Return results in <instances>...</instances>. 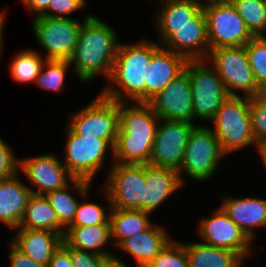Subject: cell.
Here are the masks:
<instances>
[{"label":"cell","mask_w":266,"mask_h":267,"mask_svg":"<svg viewBox=\"0 0 266 267\" xmlns=\"http://www.w3.org/2000/svg\"><path fill=\"white\" fill-rule=\"evenodd\" d=\"M117 32L97 16L88 14L78 33L74 52L69 59L79 81L90 82L99 75L110 78L117 54Z\"/></svg>","instance_id":"6da1fadb"},{"label":"cell","mask_w":266,"mask_h":267,"mask_svg":"<svg viewBox=\"0 0 266 267\" xmlns=\"http://www.w3.org/2000/svg\"><path fill=\"white\" fill-rule=\"evenodd\" d=\"M119 103V128L113 149L114 163L146 165L150 162L160 120L148 103Z\"/></svg>","instance_id":"7a4b0ae2"},{"label":"cell","mask_w":266,"mask_h":267,"mask_svg":"<svg viewBox=\"0 0 266 267\" xmlns=\"http://www.w3.org/2000/svg\"><path fill=\"white\" fill-rule=\"evenodd\" d=\"M161 47L146 39L136 44L119 43L109 85L100 93L119 103L126 100L145 102L146 71L152 56Z\"/></svg>","instance_id":"3957f363"},{"label":"cell","mask_w":266,"mask_h":267,"mask_svg":"<svg viewBox=\"0 0 266 267\" xmlns=\"http://www.w3.org/2000/svg\"><path fill=\"white\" fill-rule=\"evenodd\" d=\"M249 106V97L229 96L210 120L214 124L212 130L225 154L246 148L253 143L256 147Z\"/></svg>","instance_id":"277c9868"},{"label":"cell","mask_w":266,"mask_h":267,"mask_svg":"<svg viewBox=\"0 0 266 267\" xmlns=\"http://www.w3.org/2000/svg\"><path fill=\"white\" fill-rule=\"evenodd\" d=\"M206 1V2H205ZM203 11L207 21L210 50L244 46L254 36L229 0H205Z\"/></svg>","instance_id":"5b68a950"},{"label":"cell","mask_w":266,"mask_h":267,"mask_svg":"<svg viewBox=\"0 0 266 267\" xmlns=\"http://www.w3.org/2000/svg\"><path fill=\"white\" fill-rule=\"evenodd\" d=\"M225 155L213 130L196 125L187 141L184 158L177 171L182 184V173H187V176L198 182L210 179Z\"/></svg>","instance_id":"8992f818"},{"label":"cell","mask_w":266,"mask_h":267,"mask_svg":"<svg viewBox=\"0 0 266 267\" xmlns=\"http://www.w3.org/2000/svg\"><path fill=\"white\" fill-rule=\"evenodd\" d=\"M207 64L206 60H188L184 70L191 84L193 119L210 121L230 95L216 70Z\"/></svg>","instance_id":"52a82bcc"},{"label":"cell","mask_w":266,"mask_h":267,"mask_svg":"<svg viewBox=\"0 0 266 267\" xmlns=\"http://www.w3.org/2000/svg\"><path fill=\"white\" fill-rule=\"evenodd\" d=\"M206 62L212 63L230 96H238L235 90L244 92V97L259 95L260 89L254 78L245 45L210 50Z\"/></svg>","instance_id":"ba28073f"},{"label":"cell","mask_w":266,"mask_h":267,"mask_svg":"<svg viewBox=\"0 0 266 267\" xmlns=\"http://www.w3.org/2000/svg\"><path fill=\"white\" fill-rule=\"evenodd\" d=\"M68 128L78 136H96L106 140L113 148L119 128V102L101 93L85 108L68 119Z\"/></svg>","instance_id":"9c48e42d"},{"label":"cell","mask_w":266,"mask_h":267,"mask_svg":"<svg viewBox=\"0 0 266 267\" xmlns=\"http://www.w3.org/2000/svg\"><path fill=\"white\" fill-rule=\"evenodd\" d=\"M63 163L74 179L92 182L95 174L104 165L108 149L113 147L96 136H78L67 128ZM101 167V168H100Z\"/></svg>","instance_id":"30bf717a"},{"label":"cell","mask_w":266,"mask_h":267,"mask_svg":"<svg viewBox=\"0 0 266 267\" xmlns=\"http://www.w3.org/2000/svg\"><path fill=\"white\" fill-rule=\"evenodd\" d=\"M110 174L103 185L109 209L142 211L144 198L145 165L112 163Z\"/></svg>","instance_id":"8fae6325"},{"label":"cell","mask_w":266,"mask_h":267,"mask_svg":"<svg viewBox=\"0 0 266 267\" xmlns=\"http://www.w3.org/2000/svg\"><path fill=\"white\" fill-rule=\"evenodd\" d=\"M82 23L73 18H50L42 15L34 17V35L48 53L46 60L71 58Z\"/></svg>","instance_id":"7c38bea8"},{"label":"cell","mask_w":266,"mask_h":267,"mask_svg":"<svg viewBox=\"0 0 266 267\" xmlns=\"http://www.w3.org/2000/svg\"><path fill=\"white\" fill-rule=\"evenodd\" d=\"M162 46L187 60H206L210 47L203 9L181 27H157Z\"/></svg>","instance_id":"4fadbf2b"},{"label":"cell","mask_w":266,"mask_h":267,"mask_svg":"<svg viewBox=\"0 0 266 267\" xmlns=\"http://www.w3.org/2000/svg\"><path fill=\"white\" fill-rule=\"evenodd\" d=\"M152 147L149 164L179 170L185 147L191 132L196 127L185 121H168L160 119Z\"/></svg>","instance_id":"5bb4252c"},{"label":"cell","mask_w":266,"mask_h":267,"mask_svg":"<svg viewBox=\"0 0 266 267\" xmlns=\"http://www.w3.org/2000/svg\"><path fill=\"white\" fill-rule=\"evenodd\" d=\"M159 119L193 123V96L184 70L147 102Z\"/></svg>","instance_id":"9a60e30c"},{"label":"cell","mask_w":266,"mask_h":267,"mask_svg":"<svg viewBox=\"0 0 266 267\" xmlns=\"http://www.w3.org/2000/svg\"><path fill=\"white\" fill-rule=\"evenodd\" d=\"M214 213L199 223L198 231L203 243L232 250L247 259L250 256L252 241L221 207Z\"/></svg>","instance_id":"2e32d148"},{"label":"cell","mask_w":266,"mask_h":267,"mask_svg":"<svg viewBox=\"0 0 266 267\" xmlns=\"http://www.w3.org/2000/svg\"><path fill=\"white\" fill-rule=\"evenodd\" d=\"M18 171L27 177L32 186V194L46 195L49 192L64 188L74 178L65 165L52 154L18 160Z\"/></svg>","instance_id":"e0dca14e"},{"label":"cell","mask_w":266,"mask_h":267,"mask_svg":"<svg viewBox=\"0 0 266 267\" xmlns=\"http://www.w3.org/2000/svg\"><path fill=\"white\" fill-rule=\"evenodd\" d=\"M187 59L163 46L152 56L146 71L145 103L181 74Z\"/></svg>","instance_id":"ac0fdd59"},{"label":"cell","mask_w":266,"mask_h":267,"mask_svg":"<svg viewBox=\"0 0 266 267\" xmlns=\"http://www.w3.org/2000/svg\"><path fill=\"white\" fill-rule=\"evenodd\" d=\"M184 185L178 172L171 168L145 165L144 198L142 211L151 213Z\"/></svg>","instance_id":"d6986e66"},{"label":"cell","mask_w":266,"mask_h":267,"mask_svg":"<svg viewBox=\"0 0 266 267\" xmlns=\"http://www.w3.org/2000/svg\"><path fill=\"white\" fill-rule=\"evenodd\" d=\"M221 208L230 219L253 241L254 229L266 227V199L261 198H222Z\"/></svg>","instance_id":"ffe728a7"},{"label":"cell","mask_w":266,"mask_h":267,"mask_svg":"<svg viewBox=\"0 0 266 267\" xmlns=\"http://www.w3.org/2000/svg\"><path fill=\"white\" fill-rule=\"evenodd\" d=\"M20 173L0 180V220L8 228L17 229L32 195L28 185L19 181Z\"/></svg>","instance_id":"44dd1931"},{"label":"cell","mask_w":266,"mask_h":267,"mask_svg":"<svg viewBox=\"0 0 266 267\" xmlns=\"http://www.w3.org/2000/svg\"><path fill=\"white\" fill-rule=\"evenodd\" d=\"M11 242L35 262L48 266L54 251L63 241L60 233L49 230L17 228Z\"/></svg>","instance_id":"7402d4cb"},{"label":"cell","mask_w":266,"mask_h":267,"mask_svg":"<svg viewBox=\"0 0 266 267\" xmlns=\"http://www.w3.org/2000/svg\"><path fill=\"white\" fill-rule=\"evenodd\" d=\"M164 227L151 225L147 230L125 239L118 248L130 254L136 267H145L172 239Z\"/></svg>","instance_id":"603a6c76"},{"label":"cell","mask_w":266,"mask_h":267,"mask_svg":"<svg viewBox=\"0 0 266 267\" xmlns=\"http://www.w3.org/2000/svg\"><path fill=\"white\" fill-rule=\"evenodd\" d=\"M111 224L68 226L63 241L73 248L91 251L102 256L111 255L105 246L111 241ZM103 247V248H102Z\"/></svg>","instance_id":"cb8c5ba5"},{"label":"cell","mask_w":266,"mask_h":267,"mask_svg":"<svg viewBox=\"0 0 266 267\" xmlns=\"http://www.w3.org/2000/svg\"><path fill=\"white\" fill-rule=\"evenodd\" d=\"M189 267H242L245 259L237 252L205 243H184Z\"/></svg>","instance_id":"d4e9b609"},{"label":"cell","mask_w":266,"mask_h":267,"mask_svg":"<svg viewBox=\"0 0 266 267\" xmlns=\"http://www.w3.org/2000/svg\"><path fill=\"white\" fill-rule=\"evenodd\" d=\"M18 228L49 230L65 234L56 212L45 195L32 194Z\"/></svg>","instance_id":"484cf974"},{"label":"cell","mask_w":266,"mask_h":267,"mask_svg":"<svg viewBox=\"0 0 266 267\" xmlns=\"http://www.w3.org/2000/svg\"><path fill=\"white\" fill-rule=\"evenodd\" d=\"M148 213L134 209H110L111 239L119 246L125 239L147 230L152 224Z\"/></svg>","instance_id":"4316f807"},{"label":"cell","mask_w":266,"mask_h":267,"mask_svg":"<svg viewBox=\"0 0 266 267\" xmlns=\"http://www.w3.org/2000/svg\"><path fill=\"white\" fill-rule=\"evenodd\" d=\"M71 186L78 195L80 194L85 197L89 191L91 182L73 179L64 188L49 192L45 195L56 212L59 222L66 228L72 223L79 203L76 197L67 192L70 188L72 189Z\"/></svg>","instance_id":"83f0119b"},{"label":"cell","mask_w":266,"mask_h":267,"mask_svg":"<svg viewBox=\"0 0 266 267\" xmlns=\"http://www.w3.org/2000/svg\"><path fill=\"white\" fill-rule=\"evenodd\" d=\"M156 27H181L203 9V0H162Z\"/></svg>","instance_id":"f1b7e54d"},{"label":"cell","mask_w":266,"mask_h":267,"mask_svg":"<svg viewBox=\"0 0 266 267\" xmlns=\"http://www.w3.org/2000/svg\"><path fill=\"white\" fill-rule=\"evenodd\" d=\"M34 50H22L12 59L10 64V76L17 83L36 82L46 59ZM45 59V60H44Z\"/></svg>","instance_id":"f546056e"},{"label":"cell","mask_w":266,"mask_h":267,"mask_svg":"<svg viewBox=\"0 0 266 267\" xmlns=\"http://www.w3.org/2000/svg\"><path fill=\"white\" fill-rule=\"evenodd\" d=\"M253 36L266 32V0H229Z\"/></svg>","instance_id":"4dcf8cb0"},{"label":"cell","mask_w":266,"mask_h":267,"mask_svg":"<svg viewBox=\"0 0 266 267\" xmlns=\"http://www.w3.org/2000/svg\"><path fill=\"white\" fill-rule=\"evenodd\" d=\"M70 64L69 60H46L35 84L47 91L62 90L66 78L65 72Z\"/></svg>","instance_id":"1f68e13d"},{"label":"cell","mask_w":266,"mask_h":267,"mask_svg":"<svg viewBox=\"0 0 266 267\" xmlns=\"http://www.w3.org/2000/svg\"><path fill=\"white\" fill-rule=\"evenodd\" d=\"M245 50L260 89L266 84V36H254L245 44Z\"/></svg>","instance_id":"d6a6232c"},{"label":"cell","mask_w":266,"mask_h":267,"mask_svg":"<svg viewBox=\"0 0 266 267\" xmlns=\"http://www.w3.org/2000/svg\"><path fill=\"white\" fill-rule=\"evenodd\" d=\"M145 267H189L184 243L171 239Z\"/></svg>","instance_id":"836d02e7"},{"label":"cell","mask_w":266,"mask_h":267,"mask_svg":"<svg viewBox=\"0 0 266 267\" xmlns=\"http://www.w3.org/2000/svg\"><path fill=\"white\" fill-rule=\"evenodd\" d=\"M108 211L106 214L105 209L101 205L93 202H79L74 219L69 226L110 224V210Z\"/></svg>","instance_id":"e575fe53"},{"label":"cell","mask_w":266,"mask_h":267,"mask_svg":"<svg viewBox=\"0 0 266 267\" xmlns=\"http://www.w3.org/2000/svg\"><path fill=\"white\" fill-rule=\"evenodd\" d=\"M249 113L256 142L266 140V100L259 95L250 98Z\"/></svg>","instance_id":"d590c367"},{"label":"cell","mask_w":266,"mask_h":267,"mask_svg":"<svg viewBox=\"0 0 266 267\" xmlns=\"http://www.w3.org/2000/svg\"><path fill=\"white\" fill-rule=\"evenodd\" d=\"M84 7H86V0H50L48 9L42 16L50 18H70L67 16L68 14ZM52 11H54V13Z\"/></svg>","instance_id":"8d00e7d4"},{"label":"cell","mask_w":266,"mask_h":267,"mask_svg":"<svg viewBox=\"0 0 266 267\" xmlns=\"http://www.w3.org/2000/svg\"><path fill=\"white\" fill-rule=\"evenodd\" d=\"M18 160L8 143L0 137V180L10 178L18 172Z\"/></svg>","instance_id":"74e56055"},{"label":"cell","mask_w":266,"mask_h":267,"mask_svg":"<svg viewBox=\"0 0 266 267\" xmlns=\"http://www.w3.org/2000/svg\"><path fill=\"white\" fill-rule=\"evenodd\" d=\"M62 244L70 251L73 267H101L102 255L69 247L64 241Z\"/></svg>","instance_id":"f35d334b"},{"label":"cell","mask_w":266,"mask_h":267,"mask_svg":"<svg viewBox=\"0 0 266 267\" xmlns=\"http://www.w3.org/2000/svg\"><path fill=\"white\" fill-rule=\"evenodd\" d=\"M10 267H47L39 264L18 249L12 242H9Z\"/></svg>","instance_id":"ab89813d"},{"label":"cell","mask_w":266,"mask_h":267,"mask_svg":"<svg viewBox=\"0 0 266 267\" xmlns=\"http://www.w3.org/2000/svg\"><path fill=\"white\" fill-rule=\"evenodd\" d=\"M47 267H73L70 251L62 243L54 251Z\"/></svg>","instance_id":"60d3db41"},{"label":"cell","mask_w":266,"mask_h":267,"mask_svg":"<svg viewBox=\"0 0 266 267\" xmlns=\"http://www.w3.org/2000/svg\"><path fill=\"white\" fill-rule=\"evenodd\" d=\"M50 0H22L27 9L35 12V16L42 15L47 9Z\"/></svg>","instance_id":"b9f144b4"},{"label":"cell","mask_w":266,"mask_h":267,"mask_svg":"<svg viewBox=\"0 0 266 267\" xmlns=\"http://www.w3.org/2000/svg\"><path fill=\"white\" fill-rule=\"evenodd\" d=\"M101 267H129L122 262L118 257L114 254L103 256L101 259Z\"/></svg>","instance_id":"7bdbcfd3"},{"label":"cell","mask_w":266,"mask_h":267,"mask_svg":"<svg viewBox=\"0 0 266 267\" xmlns=\"http://www.w3.org/2000/svg\"><path fill=\"white\" fill-rule=\"evenodd\" d=\"M257 152L259 153L260 158L262 159V163L266 168V140L262 142L256 143Z\"/></svg>","instance_id":"ee69618b"},{"label":"cell","mask_w":266,"mask_h":267,"mask_svg":"<svg viewBox=\"0 0 266 267\" xmlns=\"http://www.w3.org/2000/svg\"><path fill=\"white\" fill-rule=\"evenodd\" d=\"M5 13H4V11L3 12H0V53H1V51H2V42H3V29H4V24H5ZM0 56H1V54H0Z\"/></svg>","instance_id":"f6af8a7d"},{"label":"cell","mask_w":266,"mask_h":267,"mask_svg":"<svg viewBox=\"0 0 266 267\" xmlns=\"http://www.w3.org/2000/svg\"><path fill=\"white\" fill-rule=\"evenodd\" d=\"M259 96L266 100V84L260 88Z\"/></svg>","instance_id":"bcb514c9"}]
</instances>
